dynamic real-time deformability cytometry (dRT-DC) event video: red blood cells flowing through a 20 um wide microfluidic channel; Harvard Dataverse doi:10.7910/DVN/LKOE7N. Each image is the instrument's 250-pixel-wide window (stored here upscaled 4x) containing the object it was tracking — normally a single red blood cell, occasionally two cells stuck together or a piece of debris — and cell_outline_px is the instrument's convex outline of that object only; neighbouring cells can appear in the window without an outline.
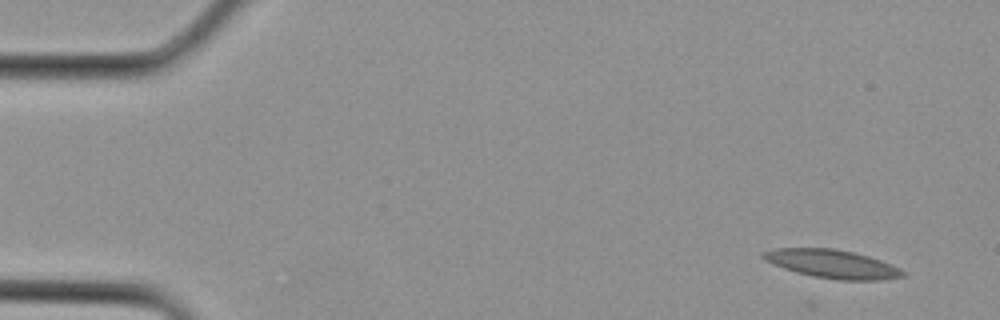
{"species": "Egyptian fruit bat (a non-hibernating species)", "species_latin": "Rousettus aegyptiacus", "temperature_condition": "cold", "stored_images_in_passage": 3, "camera_frame_rate_fps": 3000, "um_per_image_px": 0.085, "animal": {"sex": "female"}, "frame": {"image": 1, "passage_image": 1, "time_ms": 0.0, "image_size_px": [1000, 320], "cell_outline_px": [[904, 276], [880, 280], [836, 280], [812, 276], [796, 272], [772, 264], [764, 260], [760, 256], [760, 252], [776, 248], [832, 248], [852, 252], [868, 256], [880, 260], [900, 268], [904, 272]], "centroid_in_image_um": [70.68, 22.43], "position_along_channel_um": 14.3, "area_um2": 23.12}}